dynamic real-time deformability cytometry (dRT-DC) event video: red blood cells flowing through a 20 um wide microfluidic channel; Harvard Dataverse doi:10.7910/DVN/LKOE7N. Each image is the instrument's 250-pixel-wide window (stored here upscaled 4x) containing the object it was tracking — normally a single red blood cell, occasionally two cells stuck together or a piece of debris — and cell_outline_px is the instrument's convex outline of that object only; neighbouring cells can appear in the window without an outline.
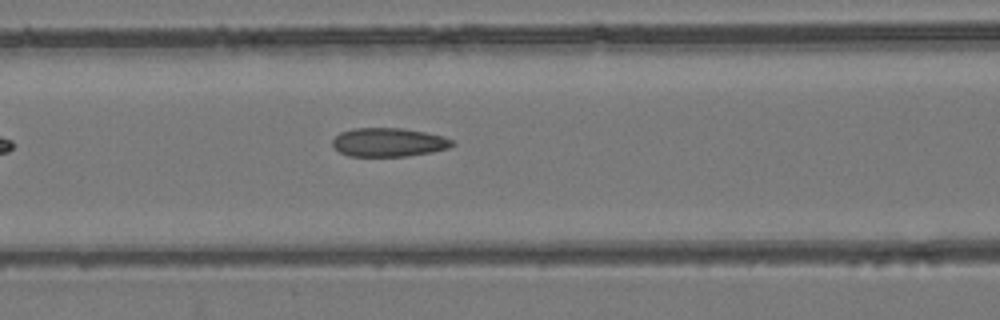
{"species": "common noctule bat (a hibernating species)", "species_latin": "Nyctalus noctula", "temperature_condition": "room temperature", "stored_images_in_passage": 6, "camera_frame_rate_fps": 3000, "um_per_image_px": 0.085, "animal": {"sex": "female", "body_mass_g": 24.6, "forearm_length_mm": 56.2}, "frame": {"image": 1, "passage_image": 6, "time_ms": 9.667, "image_size_px": [1000, 320], "cell_outline_px": [[456, 144], [448, 148], [432, 152], [408, 156], [348, 156], [340, 152], [332, 144], [332, 140], [340, 132], [352, 128], [404, 128], [444, 136], [452, 140]], "centroid_in_image_um": [33.04, 12.09], "position_along_channel_um": 133.6, "area_um2": 20.11}}